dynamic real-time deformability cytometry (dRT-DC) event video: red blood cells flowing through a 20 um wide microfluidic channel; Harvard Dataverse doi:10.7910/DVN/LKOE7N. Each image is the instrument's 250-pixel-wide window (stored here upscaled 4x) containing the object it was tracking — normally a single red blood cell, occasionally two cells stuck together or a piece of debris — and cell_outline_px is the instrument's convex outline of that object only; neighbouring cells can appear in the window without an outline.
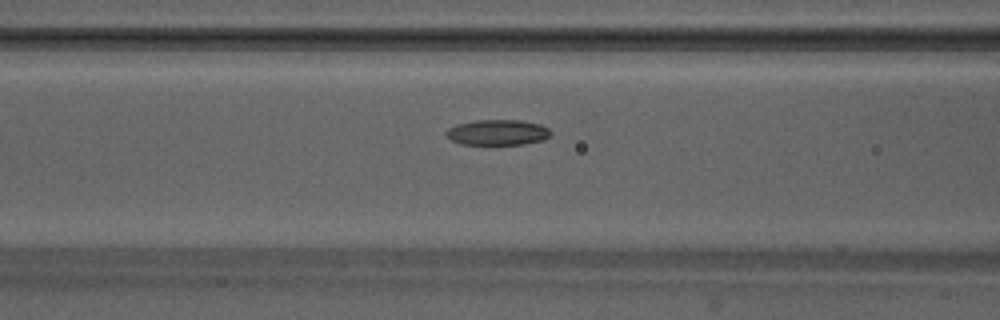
{"species": "Egyptian fruit bat (a non-hibernating species)", "species_latin": "Rousettus aegyptiacus", "temperature_condition": "warm", "stored_images_in_passage": 37, "camera_frame_rate_fps": 3000, "um_per_image_px": 0.085, "animal": {"sex": "male"}, "frame": {"image": 1, "passage_image": 8, "time_ms": 2.333, "image_size_px": [1000, 320], "cell_outline_px": [[552, 132], [544, 140], [524, 144], [460, 144], [452, 140], [444, 132], [448, 128], [456, 124], [476, 120], [520, 120], [540, 124], [548, 128]], "centroid_in_image_um": [42.3, 11.25], "position_along_channel_um": 124.3, "area_um2": 15.55}}
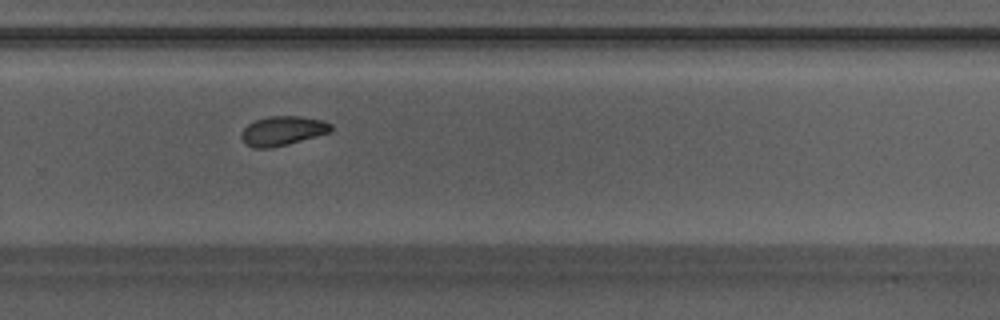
{"frame": {"image": 2, "passage_image": 21, "time_ms": 6.667, "image_size_px": [1000, 320], "cell_outline_px": [[332, 132], [288, 144], [272, 148], [256, 148], [248, 144], [240, 136], [240, 132], [248, 124], [256, 120], [268, 116], [300, 116], [320, 120], [332, 124]], "centroid_in_image_um": [24.04, 11.12], "position_along_channel_um": 305.8, "area_um2": 15.26}}
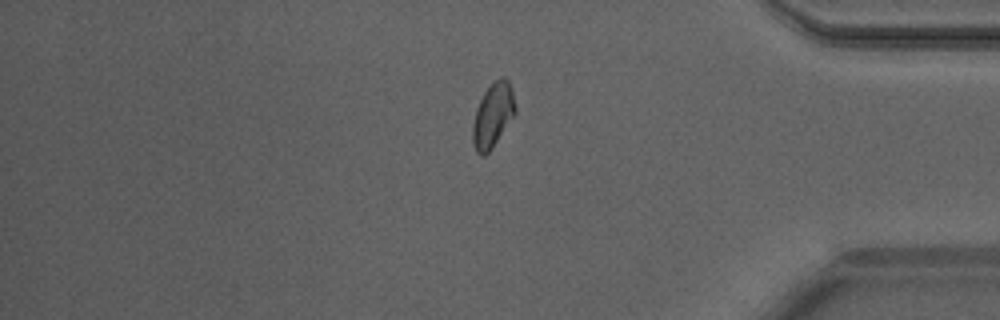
{"frame": {"image": 3, "passage_image": 29, "time_ms": 9.333, "image_size_px": [1000, 320], "cell_outline_px": [[516, 112], [492, 148], [484, 156], [480, 156], [476, 152], [472, 144], [472, 124], [476, 108], [484, 92], [500, 76], [504, 76], [508, 80], [512, 88], [516, 108]], "centroid_in_image_um": [41.88, 9.81], "position_along_channel_um": 393.3, "area_um2": 16.01}, "authors_computed_cell_mechanics": {"area_um2": 15.4326, "velocity_mm_per_s": 4.1962, "shape_relaxation_time_tau1_ms": null, "shape_relaxation_time_tau2_ms": 3.9455, "deformation_change_tau1": null, "deformation_change_tau2": 0.0807}}